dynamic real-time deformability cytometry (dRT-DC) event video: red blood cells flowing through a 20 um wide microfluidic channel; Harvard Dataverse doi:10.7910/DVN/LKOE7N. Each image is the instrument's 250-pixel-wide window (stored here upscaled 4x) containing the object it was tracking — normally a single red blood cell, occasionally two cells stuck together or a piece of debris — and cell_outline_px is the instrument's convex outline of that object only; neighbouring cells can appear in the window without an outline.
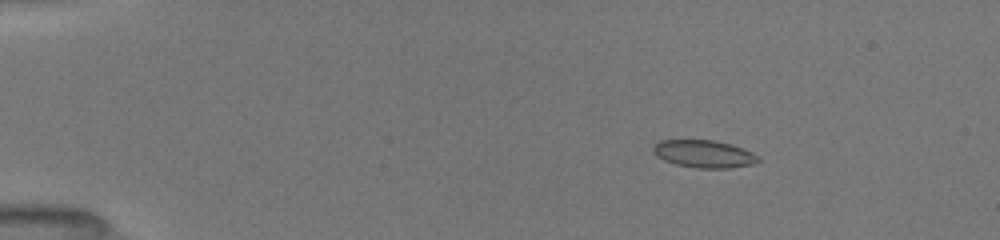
{"species": "common noctule bat (a hibernating species)", "species_latin": "Nyctalus noctula", "temperature_condition": "room temperature", "stored_images_in_passage": 22, "camera_frame_rate_fps": 3000, "um_per_image_px": 0.085, "animal": {"sex": "female", "body_mass_g": 19.5, "forearm_length_mm": 54.1}, "frame": {"image": 1, "passage_image": 9, "time_ms": 2.667, "image_size_px": [1000, 240], "cell_outline_px": [[760, 160], [756, 164], [728, 168], [696, 168], [676, 164], [664, 160], [656, 156], [652, 152], [652, 144], [660, 140], [712, 140], [732, 144], [752, 152], [760, 156]], "centroid_in_image_um": [59.83, 13.08], "position_along_channel_um": 25.2, "area_um2": 17.11}}
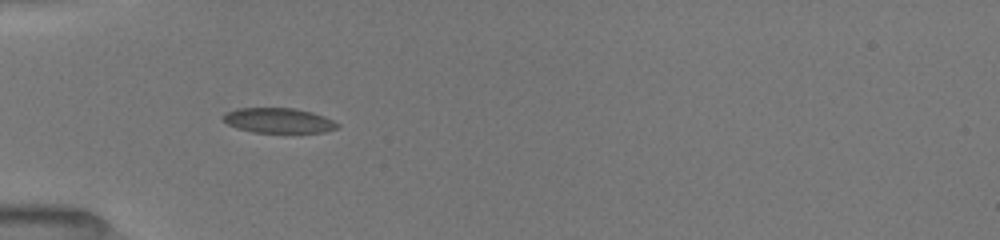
{"frame": {"image": 2, "passage_image": 19, "time_ms": 5.667, "image_size_px": [1000, 240], "cell_outline_px": [[340, 124], [336, 128], [324, 132], [252, 132], [236, 128], [228, 124], [220, 116], [224, 112], [236, 108], [292, 108], [312, 112], [324, 116]], "centroid_in_image_um": [23.62, 10.23], "position_along_channel_um": 61.4, "area_um2": 16.65}}
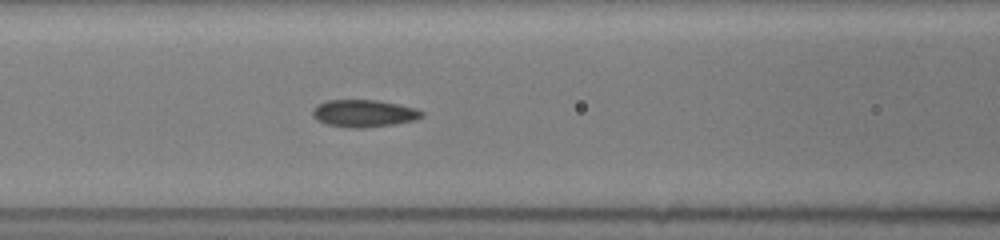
{"frame": {"image": 3, "passage_image": 22, "time_ms": 7.667, "image_size_px": [1000, 240], "cell_outline_px": [[424, 116], [416, 120], [392, 124], [364, 128], [348, 128], [328, 124], [316, 120], [312, 116], [312, 112], [316, 104], [328, 100], [376, 100], [396, 104], [412, 108], [424, 112]], "centroid_in_image_um": [30.89, 9.64], "position_along_channel_um": 135.7, "area_um2": 17.28}}